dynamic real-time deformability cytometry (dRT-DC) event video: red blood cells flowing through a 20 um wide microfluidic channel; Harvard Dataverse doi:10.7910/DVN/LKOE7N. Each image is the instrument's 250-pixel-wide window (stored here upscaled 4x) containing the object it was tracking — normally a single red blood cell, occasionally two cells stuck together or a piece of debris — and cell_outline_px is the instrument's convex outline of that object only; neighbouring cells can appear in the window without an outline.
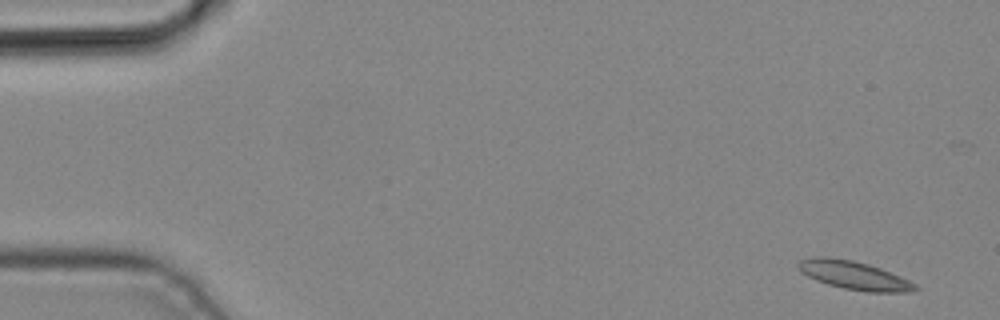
{"species": "common noctule bat (a hibernating species)", "species_latin": "Nyctalus noctula", "temperature_condition": "cold", "stored_images_in_passage": 5, "camera_frame_rate_fps": 3000, "um_per_image_px": 0.085, "animal": {"sex": "male", "body_mass_g": 19.2, "forearm_length_mm": 51.8}, "frame": {"image": 1, "passage_image": 1, "time_ms": 0.0, "image_size_px": [1000, 320], "cell_outline_px": [[920, 288], [912, 292], [868, 292], [844, 288], [828, 284], [816, 280], [800, 272], [796, 264], [800, 260], [816, 256], [828, 256], [852, 260], [868, 264], [880, 268], [900, 276], [916, 284]], "centroid_in_image_um": [72.59, 23.39], "position_along_channel_um": 12.4, "area_um2": 19.42}}